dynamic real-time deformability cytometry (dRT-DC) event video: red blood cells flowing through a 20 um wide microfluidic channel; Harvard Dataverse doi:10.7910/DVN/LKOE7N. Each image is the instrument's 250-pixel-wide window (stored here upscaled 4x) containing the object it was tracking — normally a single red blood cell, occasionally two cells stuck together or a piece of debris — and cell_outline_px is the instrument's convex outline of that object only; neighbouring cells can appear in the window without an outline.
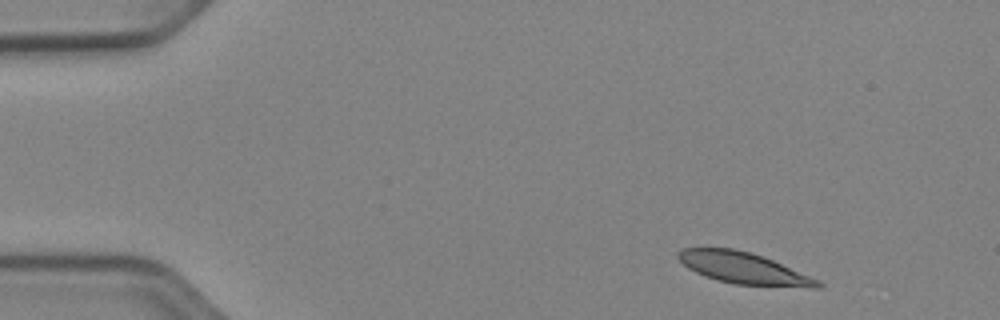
{"species": "Egyptian fruit bat (a non-hibernating species)", "species_latin": "Rousettus aegyptiacus", "temperature_condition": "cold", "stored_images_in_passage": 47, "camera_frame_rate_fps": 3000, "um_per_image_px": 0.085, "animal": {"sex": "female"}, "frame": {"image": 1, "passage_image": 1, "time_ms": 0.0, "image_size_px": [1000, 320], "cell_outline_px": [[824, 284], [820, 288], [808, 288], [736, 284], [716, 280], [704, 276], [688, 268], [676, 256], [676, 252], [684, 248], [736, 248], [764, 256], [820, 280]], "centroid_in_image_um": [63.24, 22.8], "position_along_channel_um": 21.8, "area_um2": 25.84}}
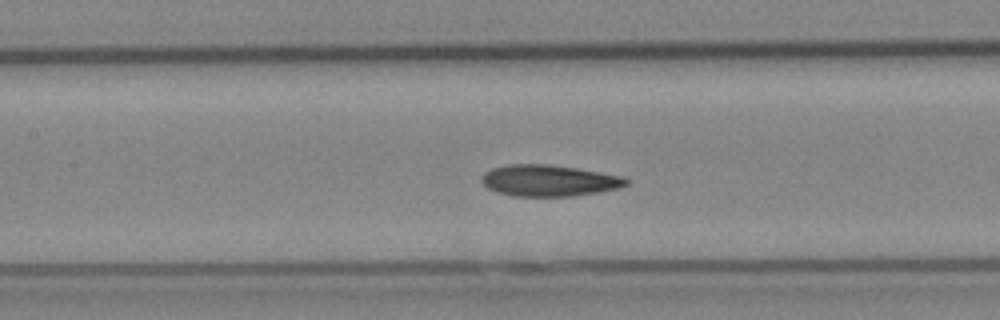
{"frame": {"image": 2, "passage_image": 19, "time_ms": 6.0, "image_size_px": [1000, 320], "cell_outline_px": [[632, 180], [628, 184], [620, 188], [572, 196], [512, 196], [496, 192], [488, 188], [480, 180], [480, 176], [484, 172], [492, 168], [508, 164], [548, 164], [576, 168], [624, 176]], "centroid_in_image_um": [46.66, 15.34], "position_along_channel_um": 160.7, "area_um2": 26.65}}
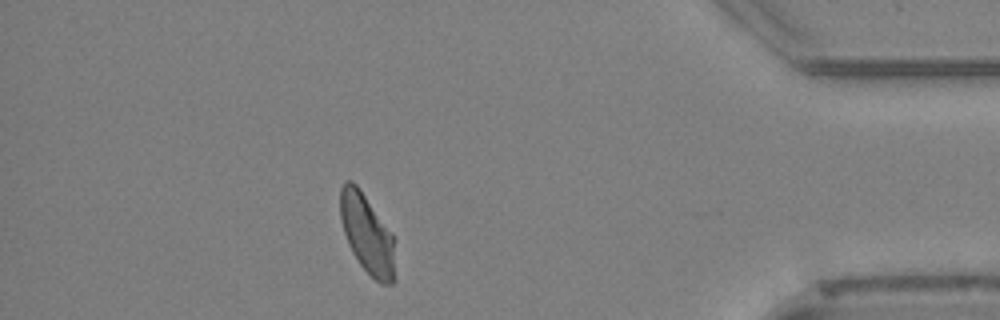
{"frame": {"image": 3, "passage_image": 41, "time_ms": 13.333, "image_size_px": [1000, 320], "cell_outline_px": [[396, 280], [392, 284], [380, 284], [360, 264], [352, 252], [348, 244], [340, 220], [340, 188], [348, 180], [352, 180], [356, 184], [392, 232]], "centroid_in_image_um": [31.21, 19.91], "position_along_channel_um": 404.0, "area_um2": 25.26}, "authors_computed_cell_mechanics": {"area_um2": 25.8944, "velocity_mm_per_s": 3.8728, "shape_relaxation_time_tau1_ms": 11.1636, "shape_relaxation_time_tau2_ms": 2.7895, "deformation_change_tau1": 0.2113, "deformation_change_tau2": 0.0846}}